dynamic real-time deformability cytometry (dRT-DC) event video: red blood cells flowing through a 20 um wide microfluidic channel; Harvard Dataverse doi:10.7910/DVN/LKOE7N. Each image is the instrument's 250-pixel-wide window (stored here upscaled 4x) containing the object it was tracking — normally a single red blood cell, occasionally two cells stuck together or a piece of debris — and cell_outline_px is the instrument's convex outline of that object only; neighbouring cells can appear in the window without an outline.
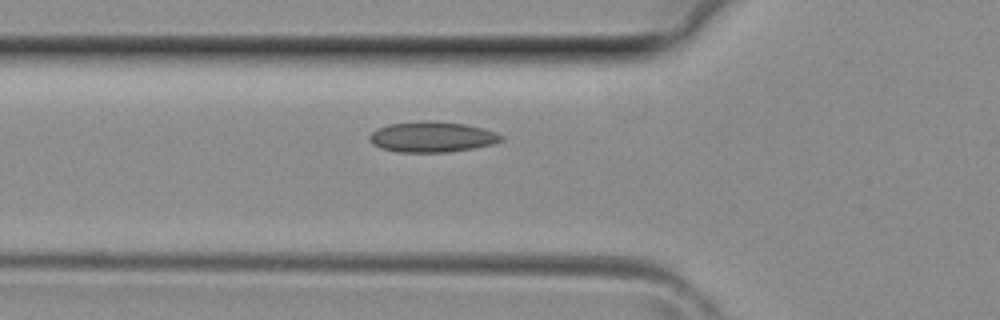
{"species": "common noctule bat (a hibernating species)", "species_latin": "Nyctalus noctula", "temperature_condition": "room temperature", "stored_images_in_passage": 28, "camera_frame_rate_fps": 3000, "um_per_image_px": 0.085, "animal": {"sex": "female", "body_mass_g": 29.2, "forearm_length_mm": 56.3}, "frame": {"image": 1, "passage_image": 7, "time_ms": 2.0, "image_size_px": [1000, 320], "cell_outline_px": [[504, 140], [492, 144], [472, 148], [448, 152], [396, 152], [380, 148], [372, 144], [368, 140], [368, 136], [376, 128], [388, 124], [420, 120], [432, 120], [464, 124], [484, 128], [496, 132], [504, 136]], "centroid_in_image_um": [36.69, 11.62], "position_along_channel_um": 89.1, "area_um2": 23.81}}
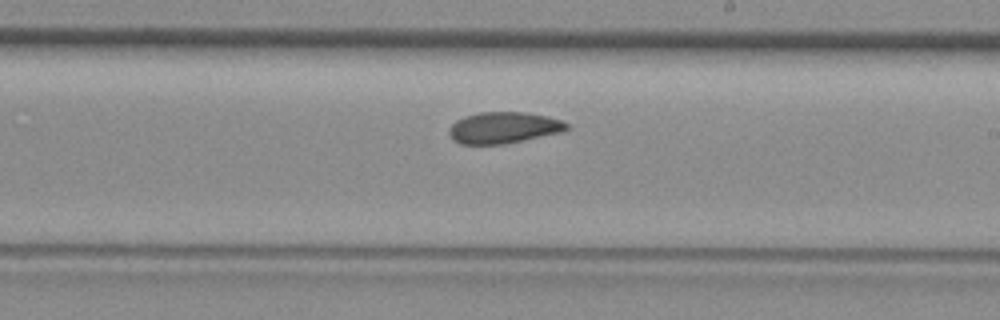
{"frame": {"image": 2, "passage_image": 16, "time_ms": 5.0, "image_size_px": [1000, 320], "cell_outline_px": [[568, 128], [564, 132], [500, 144], [460, 144], [452, 140], [448, 132], [452, 124], [456, 120], [464, 116], [480, 112], [524, 112], [548, 116], [560, 120], [568, 124]], "centroid_in_image_um": [42.79, 10.85], "position_along_channel_um": 246.2, "area_um2": 21.44}}
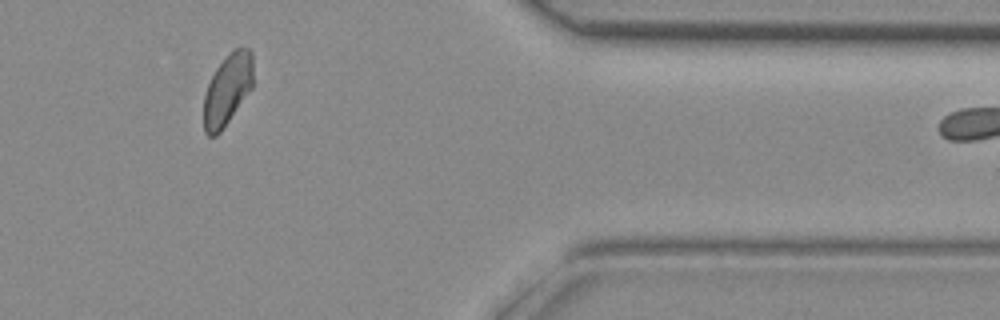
{"frame": {"image": 3, "passage_image": 26, "time_ms": 8.333, "image_size_px": [1000, 320], "cell_outline_px": [[252, 88], [220, 132], [216, 136], [208, 136], [204, 132], [204, 96], [208, 84], [216, 68], [224, 56], [228, 52], [236, 48], [248, 48], [252, 52]], "centroid_in_image_um": [19.32, 7.6], "position_along_channel_um": 392.1, "area_um2": 20.4}}